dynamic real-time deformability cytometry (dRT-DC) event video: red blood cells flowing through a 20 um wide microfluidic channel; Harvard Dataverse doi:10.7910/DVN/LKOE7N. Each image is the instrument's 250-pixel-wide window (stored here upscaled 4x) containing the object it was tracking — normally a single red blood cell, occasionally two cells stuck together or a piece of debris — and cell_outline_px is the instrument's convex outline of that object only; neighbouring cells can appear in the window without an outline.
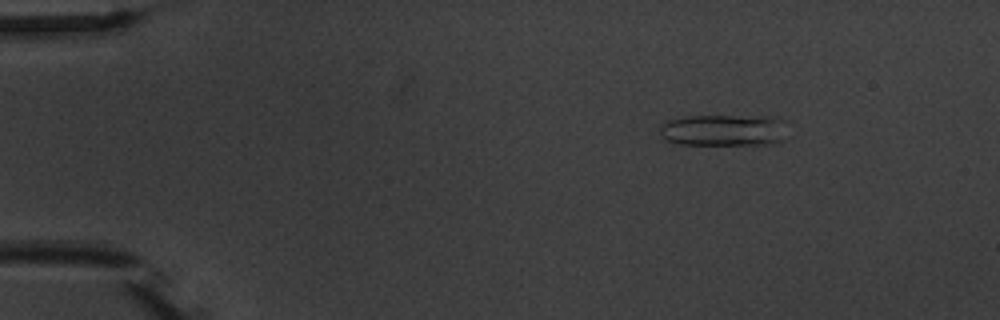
{"species": "common noctule bat (a hibernating species)", "species_latin": "Nyctalus noctula", "temperature_condition": "warm", "stored_images_in_passage": 4, "camera_frame_rate_fps": 3000, "um_per_image_px": 0.085, "animal": {"sex": "male", "body_mass_g": 20.1, "forearm_length_mm": 53.5}, "frame": {"image": 1, "passage_image": 2, "time_ms": 1.333, "image_size_px": [1000, 320], "cell_outline_px": [[784, 140], [772, 144], [680, 144], [668, 140], [660, 136], [660, 128], [668, 120], [688, 116], [772, 116], [780, 120]], "centroid_in_image_um": [61.48, 11.06], "position_along_channel_um": 23.5, "area_um2": 23.12}}